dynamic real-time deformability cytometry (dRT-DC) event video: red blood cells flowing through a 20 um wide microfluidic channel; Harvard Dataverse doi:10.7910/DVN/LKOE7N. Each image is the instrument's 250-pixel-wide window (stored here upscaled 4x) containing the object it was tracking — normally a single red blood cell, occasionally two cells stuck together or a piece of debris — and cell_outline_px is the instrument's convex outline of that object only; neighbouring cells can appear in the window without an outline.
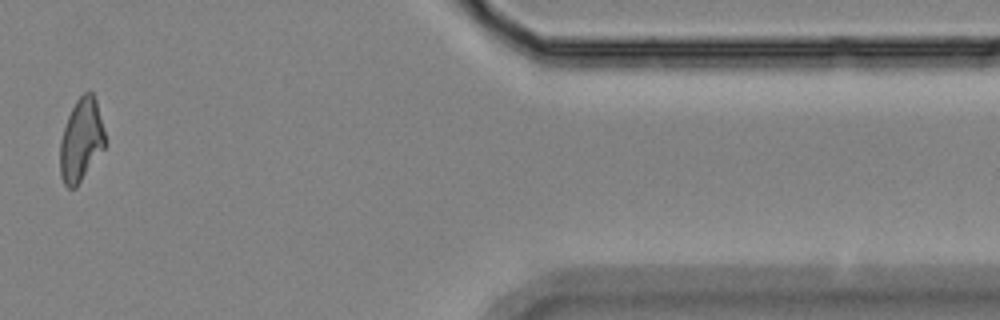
{"species": "Egyptian fruit bat (a non-hibernating species)", "species_latin": "Rousettus aegyptiacus", "temperature_condition": "room temperature", "stored_images_in_passage": 15, "camera_frame_rate_fps": 3000, "um_per_image_px": 0.085, "animal": {"sex": "female"}, "frame": {"image": 1, "passage_image": 14, "time_ms": 16.0, "image_size_px": [1000, 320], "cell_outline_px": [[108, 144], [76, 188], [68, 188], [64, 184], [60, 176], [60, 140], [68, 116], [76, 100], [84, 92], [92, 92], [96, 100]], "centroid_in_image_um": [6.92, 11.94], "position_along_channel_um": 404.5, "area_um2": 21.96}}